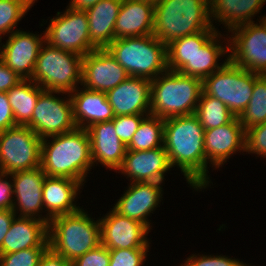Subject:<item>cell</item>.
I'll return each mask as SVG.
<instances>
[{
    "instance_id": "25",
    "label": "cell",
    "mask_w": 266,
    "mask_h": 266,
    "mask_svg": "<svg viewBox=\"0 0 266 266\" xmlns=\"http://www.w3.org/2000/svg\"><path fill=\"white\" fill-rule=\"evenodd\" d=\"M154 5L141 0H122L116 19L115 39L153 34Z\"/></svg>"
},
{
    "instance_id": "2",
    "label": "cell",
    "mask_w": 266,
    "mask_h": 266,
    "mask_svg": "<svg viewBox=\"0 0 266 266\" xmlns=\"http://www.w3.org/2000/svg\"><path fill=\"white\" fill-rule=\"evenodd\" d=\"M40 167L46 176L74 179L84 186L88 174L94 168L88 131L76 128L43 138Z\"/></svg>"
},
{
    "instance_id": "14",
    "label": "cell",
    "mask_w": 266,
    "mask_h": 266,
    "mask_svg": "<svg viewBox=\"0 0 266 266\" xmlns=\"http://www.w3.org/2000/svg\"><path fill=\"white\" fill-rule=\"evenodd\" d=\"M10 175L13 184L12 209L16 217L36 218L49 224L50 218L42 214L44 213L42 187L46 177L42 168L17 171Z\"/></svg>"
},
{
    "instance_id": "26",
    "label": "cell",
    "mask_w": 266,
    "mask_h": 266,
    "mask_svg": "<svg viewBox=\"0 0 266 266\" xmlns=\"http://www.w3.org/2000/svg\"><path fill=\"white\" fill-rule=\"evenodd\" d=\"M220 32L218 29L179 72L203 80L218 71L229 60V35ZM221 57H225V60ZM222 59L223 63H219Z\"/></svg>"
},
{
    "instance_id": "6",
    "label": "cell",
    "mask_w": 266,
    "mask_h": 266,
    "mask_svg": "<svg viewBox=\"0 0 266 266\" xmlns=\"http://www.w3.org/2000/svg\"><path fill=\"white\" fill-rule=\"evenodd\" d=\"M106 49L129 76L153 80L168 70L167 46L153 34L118 38Z\"/></svg>"
},
{
    "instance_id": "5",
    "label": "cell",
    "mask_w": 266,
    "mask_h": 266,
    "mask_svg": "<svg viewBox=\"0 0 266 266\" xmlns=\"http://www.w3.org/2000/svg\"><path fill=\"white\" fill-rule=\"evenodd\" d=\"M82 207L72 214L53 217L48 224L49 248L73 262L101 244L99 218L94 220Z\"/></svg>"
},
{
    "instance_id": "7",
    "label": "cell",
    "mask_w": 266,
    "mask_h": 266,
    "mask_svg": "<svg viewBox=\"0 0 266 266\" xmlns=\"http://www.w3.org/2000/svg\"><path fill=\"white\" fill-rule=\"evenodd\" d=\"M83 56L44 42L31 78L43 90L70 94L82 82Z\"/></svg>"
},
{
    "instance_id": "33",
    "label": "cell",
    "mask_w": 266,
    "mask_h": 266,
    "mask_svg": "<svg viewBox=\"0 0 266 266\" xmlns=\"http://www.w3.org/2000/svg\"><path fill=\"white\" fill-rule=\"evenodd\" d=\"M195 115L205 130L225 125L235 117L222 101L205 95L203 92L200 96Z\"/></svg>"
},
{
    "instance_id": "35",
    "label": "cell",
    "mask_w": 266,
    "mask_h": 266,
    "mask_svg": "<svg viewBox=\"0 0 266 266\" xmlns=\"http://www.w3.org/2000/svg\"><path fill=\"white\" fill-rule=\"evenodd\" d=\"M48 248H28L9 254H0V266H38Z\"/></svg>"
},
{
    "instance_id": "13",
    "label": "cell",
    "mask_w": 266,
    "mask_h": 266,
    "mask_svg": "<svg viewBox=\"0 0 266 266\" xmlns=\"http://www.w3.org/2000/svg\"><path fill=\"white\" fill-rule=\"evenodd\" d=\"M101 244L108 250L115 249H149L147 238L150 229L133 219L119 214L113 208L101 218Z\"/></svg>"
},
{
    "instance_id": "47",
    "label": "cell",
    "mask_w": 266,
    "mask_h": 266,
    "mask_svg": "<svg viewBox=\"0 0 266 266\" xmlns=\"http://www.w3.org/2000/svg\"><path fill=\"white\" fill-rule=\"evenodd\" d=\"M141 1L151 3L155 6L160 0H141Z\"/></svg>"
},
{
    "instance_id": "12",
    "label": "cell",
    "mask_w": 266,
    "mask_h": 266,
    "mask_svg": "<svg viewBox=\"0 0 266 266\" xmlns=\"http://www.w3.org/2000/svg\"><path fill=\"white\" fill-rule=\"evenodd\" d=\"M257 20L229 32V60L248 71L266 75V24Z\"/></svg>"
},
{
    "instance_id": "23",
    "label": "cell",
    "mask_w": 266,
    "mask_h": 266,
    "mask_svg": "<svg viewBox=\"0 0 266 266\" xmlns=\"http://www.w3.org/2000/svg\"><path fill=\"white\" fill-rule=\"evenodd\" d=\"M69 95L77 128L87 129L95 123L111 121L115 118L105 92L79 86Z\"/></svg>"
},
{
    "instance_id": "31",
    "label": "cell",
    "mask_w": 266,
    "mask_h": 266,
    "mask_svg": "<svg viewBox=\"0 0 266 266\" xmlns=\"http://www.w3.org/2000/svg\"><path fill=\"white\" fill-rule=\"evenodd\" d=\"M164 146V119L147 115L132 136L127 150H152Z\"/></svg>"
},
{
    "instance_id": "10",
    "label": "cell",
    "mask_w": 266,
    "mask_h": 266,
    "mask_svg": "<svg viewBox=\"0 0 266 266\" xmlns=\"http://www.w3.org/2000/svg\"><path fill=\"white\" fill-rule=\"evenodd\" d=\"M44 35L45 42L49 45L81 56L97 49L90 41L86 11L72 9L69 6L51 17Z\"/></svg>"
},
{
    "instance_id": "38",
    "label": "cell",
    "mask_w": 266,
    "mask_h": 266,
    "mask_svg": "<svg viewBox=\"0 0 266 266\" xmlns=\"http://www.w3.org/2000/svg\"><path fill=\"white\" fill-rule=\"evenodd\" d=\"M224 255L191 254L180 266H244L246 263L235 257Z\"/></svg>"
},
{
    "instance_id": "11",
    "label": "cell",
    "mask_w": 266,
    "mask_h": 266,
    "mask_svg": "<svg viewBox=\"0 0 266 266\" xmlns=\"http://www.w3.org/2000/svg\"><path fill=\"white\" fill-rule=\"evenodd\" d=\"M59 94H65L67 97L61 98ZM26 126L41 139L75 130L77 126L73 118L70 95L60 91L43 90L34 108L32 119Z\"/></svg>"
},
{
    "instance_id": "37",
    "label": "cell",
    "mask_w": 266,
    "mask_h": 266,
    "mask_svg": "<svg viewBox=\"0 0 266 266\" xmlns=\"http://www.w3.org/2000/svg\"><path fill=\"white\" fill-rule=\"evenodd\" d=\"M245 152L266 158V122L245 130Z\"/></svg>"
},
{
    "instance_id": "29",
    "label": "cell",
    "mask_w": 266,
    "mask_h": 266,
    "mask_svg": "<svg viewBox=\"0 0 266 266\" xmlns=\"http://www.w3.org/2000/svg\"><path fill=\"white\" fill-rule=\"evenodd\" d=\"M42 91L31 79H23L6 92L16 125L26 126L31 121Z\"/></svg>"
},
{
    "instance_id": "3",
    "label": "cell",
    "mask_w": 266,
    "mask_h": 266,
    "mask_svg": "<svg viewBox=\"0 0 266 266\" xmlns=\"http://www.w3.org/2000/svg\"><path fill=\"white\" fill-rule=\"evenodd\" d=\"M217 29L211 23L209 0H160L154 6L153 35L166 46L180 37Z\"/></svg>"
},
{
    "instance_id": "30",
    "label": "cell",
    "mask_w": 266,
    "mask_h": 266,
    "mask_svg": "<svg viewBox=\"0 0 266 266\" xmlns=\"http://www.w3.org/2000/svg\"><path fill=\"white\" fill-rule=\"evenodd\" d=\"M218 30L180 37L167 45V68L179 72Z\"/></svg>"
},
{
    "instance_id": "21",
    "label": "cell",
    "mask_w": 266,
    "mask_h": 266,
    "mask_svg": "<svg viewBox=\"0 0 266 266\" xmlns=\"http://www.w3.org/2000/svg\"><path fill=\"white\" fill-rule=\"evenodd\" d=\"M86 130L90 137L94 167L100 163L102 167L116 172L122 165L127 148L118 138L113 121L98 122Z\"/></svg>"
},
{
    "instance_id": "28",
    "label": "cell",
    "mask_w": 266,
    "mask_h": 266,
    "mask_svg": "<svg viewBox=\"0 0 266 266\" xmlns=\"http://www.w3.org/2000/svg\"><path fill=\"white\" fill-rule=\"evenodd\" d=\"M122 0H100L86 10L90 41L97 49L115 40L114 27Z\"/></svg>"
},
{
    "instance_id": "1",
    "label": "cell",
    "mask_w": 266,
    "mask_h": 266,
    "mask_svg": "<svg viewBox=\"0 0 266 266\" xmlns=\"http://www.w3.org/2000/svg\"><path fill=\"white\" fill-rule=\"evenodd\" d=\"M205 129L195 114L164 119V147L172 168L177 167L195 191L211 187L206 160ZM209 165V167H208Z\"/></svg>"
},
{
    "instance_id": "40",
    "label": "cell",
    "mask_w": 266,
    "mask_h": 266,
    "mask_svg": "<svg viewBox=\"0 0 266 266\" xmlns=\"http://www.w3.org/2000/svg\"><path fill=\"white\" fill-rule=\"evenodd\" d=\"M109 250L102 244L76 258L72 266H109Z\"/></svg>"
},
{
    "instance_id": "4",
    "label": "cell",
    "mask_w": 266,
    "mask_h": 266,
    "mask_svg": "<svg viewBox=\"0 0 266 266\" xmlns=\"http://www.w3.org/2000/svg\"><path fill=\"white\" fill-rule=\"evenodd\" d=\"M202 80L167 70L151 80L150 114L161 119L195 114Z\"/></svg>"
},
{
    "instance_id": "27",
    "label": "cell",
    "mask_w": 266,
    "mask_h": 266,
    "mask_svg": "<svg viewBox=\"0 0 266 266\" xmlns=\"http://www.w3.org/2000/svg\"><path fill=\"white\" fill-rule=\"evenodd\" d=\"M266 0H209L210 18L224 25L227 34L234 28L254 22V16L260 14Z\"/></svg>"
},
{
    "instance_id": "34",
    "label": "cell",
    "mask_w": 266,
    "mask_h": 266,
    "mask_svg": "<svg viewBox=\"0 0 266 266\" xmlns=\"http://www.w3.org/2000/svg\"><path fill=\"white\" fill-rule=\"evenodd\" d=\"M37 0H0V41L16 29ZM7 34V35H6ZM3 36V37H2Z\"/></svg>"
},
{
    "instance_id": "9",
    "label": "cell",
    "mask_w": 266,
    "mask_h": 266,
    "mask_svg": "<svg viewBox=\"0 0 266 266\" xmlns=\"http://www.w3.org/2000/svg\"><path fill=\"white\" fill-rule=\"evenodd\" d=\"M41 142L28 126L0 131V172L11 174L40 167Z\"/></svg>"
},
{
    "instance_id": "42",
    "label": "cell",
    "mask_w": 266,
    "mask_h": 266,
    "mask_svg": "<svg viewBox=\"0 0 266 266\" xmlns=\"http://www.w3.org/2000/svg\"><path fill=\"white\" fill-rule=\"evenodd\" d=\"M17 126L6 92H0V131Z\"/></svg>"
},
{
    "instance_id": "39",
    "label": "cell",
    "mask_w": 266,
    "mask_h": 266,
    "mask_svg": "<svg viewBox=\"0 0 266 266\" xmlns=\"http://www.w3.org/2000/svg\"><path fill=\"white\" fill-rule=\"evenodd\" d=\"M147 115H126V116H115L112 120L114 123V128L118 138L127 146L134 133L137 131L141 121Z\"/></svg>"
},
{
    "instance_id": "43",
    "label": "cell",
    "mask_w": 266,
    "mask_h": 266,
    "mask_svg": "<svg viewBox=\"0 0 266 266\" xmlns=\"http://www.w3.org/2000/svg\"><path fill=\"white\" fill-rule=\"evenodd\" d=\"M21 80L23 79L0 59V92H7Z\"/></svg>"
},
{
    "instance_id": "32",
    "label": "cell",
    "mask_w": 266,
    "mask_h": 266,
    "mask_svg": "<svg viewBox=\"0 0 266 266\" xmlns=\"http://www.w3.org/2000/svg\"><path fill=\"white\" fill-rule=\"evenodd\" d=\"M239 119L244 130L266 122V75L254 73L252 97Z\"/></svg>"
},
{
    "instance_id": "36",
    "label": "cell",
    "mask_w": 266,
    "mask_h": 266,
    "mask_svg": "<svg viewBox=\"0 0 266 266\" xmlns=\"http://www.w3.org/2000/svg\"><path fill=\"white\" fill-rule=\"evenodd\" d=\"M149 249H115L109 250V266H143Z\"/></svg>"
},
{
    "instance_id": "15",
    "label": "cell",
    "mask_w": 266,
    "mask_h": 266,
    "mask_svg": "<svg viewBox=\"0 0 266 266\" xmlns=\"http://www.w3.org/2000/svg\"><path fill=\"white\" fill-rule=\"evenodd\" d=\"M42 34L19 29L8 35L5 43L0 41V59L22 79L33 76L40 48L45 42L44 31Z\"/></svg>"
},
{
    "instance_id": "8",
    "label": "cell",
    "mask_w": 266,
    "mask_h": 266,
    "mask_svg": "<svg viewBox=\"0 0 266 266\" xmlns=\"http://www.w3.org/2000/svg\"><path fill=\"white\" fill-rule=\"evenodd\" d=\"M254 87V72L228 60L218 71L202 80L205 95L222 101L235 117L246 109Z\"/></svg>"
},
{
    "instance_id": "22",
    "label": "cell",
    "mask_w": 266,
    "mask_h": 266,
    "mask_svg": "<svg viewBox=\"0 0 266 266\" xmlns=\"http://www.w3.org/2000/svg\"><path fill=\"white\" fill-rule=\"evenodd\" d=\"M82 187L83 185L74 179L46 176L42 187L45 215L51 219L79 211L82 207L76 204V201Z\"/></svg>"
},
{
    "instance_id": "16",
    "label": "cell",
    "mask_w": 266,
    "mask_h": 266,
    "mask_svg": "<svg viewBox=\"0 0 266 266\" xmlns=\"http://www.w3.org/2000/svg\"><path fill=\"white\" fill-rule=\"evenodd\" d=\"M162 186L158 182H130L112 207L119 214L136 220L151 230L152 224L148 218L160 207L164 195Z\"/></svg>"
},
{
    "instance_id": "44",
    "label": "cell",
    "mask_w": 266,
    "mask_h": 266,
    "mask_svg": "<svg viewBox=\"0 0 266 266\" xmlns=\"http://www.w3.org/2000/svg\"><path fill=\"white\" fill-rule=\"evenodd\" d=\"M38 266H72V262L48 248L41 256Z\"/></svg>"
},
{
    "instance_id": "18",
    "label": "cell",
    "mask_w": 266,
    "mask_h": 266,
    "mask_svg": "<svg viewBox=\"0 0 266 266\" xmlns=\"http://www.w3.org/2000/svg\"><path fill=\"white\" fill-rule=\"evenodd\" d=\"M206 160L215 170L223 167L236 153L245 152V130L239 117L204 132Z\"/></svg>"
},
{
    "instance_id": "17",
    "label": "cell",
    "mask_w": 266,
    "mask_h": 266,
    "mask_svg": "<svg viewBox=\"0 0 266 266\" xmlns=\"http://www.w3.org/2000/svg\"><path fill=\"white\" fill-rule=\"evenodd\" d=\"M128 77L106 48L95 49L83 56L81 86L89 90L107 93Z\"/></svg>"
},
{
    "instance_id": "46",
    "label": "cell",
    "mask_w": 266,
    "mask_h": 266,
    "mask_svg": "<svg viewBox=\"0 0 266 266\" xmlns=\"http://www.w3.org/2000/svg\"><path fill=\"white\" fill-rule=\"evenodd\" d=\"M100 0H71L68 6L72 9L86 11Z\"/></svg>"
},
{
    "instance_id": "19",
    "label": "cell",
    "mask_w": 266,
    "mask_h": 266,
    "mask_svg": "<svg viewBox=\"0 0 266 266\" xmlns=\"http://www.w3.org/2000/svg\"><path fill=\"white\" fill-rule=\"evenodd\" d=\"M172 170L164 146L152 150H127L121 167L116 173L123 174L130 182L163 183L165 174Z\"/></svg>"
},
{
    "instance_id": "45",
    "label": "cell",
    "mask_w": 266,
    "mask_h": 266,
    "mask_svg": "<svg viewBox=\"0 0 266 266\" xmlns=\"http://www.w3.org/2000/svg\"><path fill=\"white\" fill-rule=\"evenodd\" d=\"M15 217L16 214L14 213L13 209L0 210V249L3 239L8 233L10 225Z\"/></svg>"
},
{
    "instance_id": "41",
    "label": "cell",
    "mask_w": 266,
    "mask_h": 266,
    "mask_svg": "<svg viewBox=\"0 0 266 266\" xmlns=\"http://www.w3.org/2000/svg\"><path fill=\"white\" fill-rule=\"evenodd\" d=\"M12 208H13L12 177L10 174H5L0 172V210H7Z\"/></svg>"
},
{
    "instance_id": "48",
    "label": "cell",
    "mask_w": 266,
    "mask_h": 266,
    "mask_svg": "<svg viewBox=\"0 0 266 266\" xmlns=\"http://www.w3.org/2000/svg\"><path fill=\"white\" fill-rule=\"evenodd\" d=\"M259 19H261L266 24V14L263 15L262 17L259 16Z\"/></svg>"
},
{
    "instance_id": "24",
    "label": "cell",
    "mask_w": 266,
    "mask_h": 266,
    "mask_svg": "<svg viewBox=\"0 0 266 266\" xmlns=\"http://www.w3.org/2000/svg\"><path fill=\"white\" fill-rule=\"evenodd\" d=\"M28 248H49L48 224L36 218L15 217L3 239L0 254Z\"/></svg>"
},
{
    "instance_id": "20",
    "label": "cell",
    "mask_w": 266,
    "mask_h": 266,
    "mask_svg": "<svg viewBox=\"0 0 266 266\" xmlns=\"http://www.w3.org/2000/svg\"><path fill=\"white\" fill-rule=\"evenodd\" d=\"M115 116L150 115L151 80L129 76L107 93Z\"/></svg>"
}]
</instances>
